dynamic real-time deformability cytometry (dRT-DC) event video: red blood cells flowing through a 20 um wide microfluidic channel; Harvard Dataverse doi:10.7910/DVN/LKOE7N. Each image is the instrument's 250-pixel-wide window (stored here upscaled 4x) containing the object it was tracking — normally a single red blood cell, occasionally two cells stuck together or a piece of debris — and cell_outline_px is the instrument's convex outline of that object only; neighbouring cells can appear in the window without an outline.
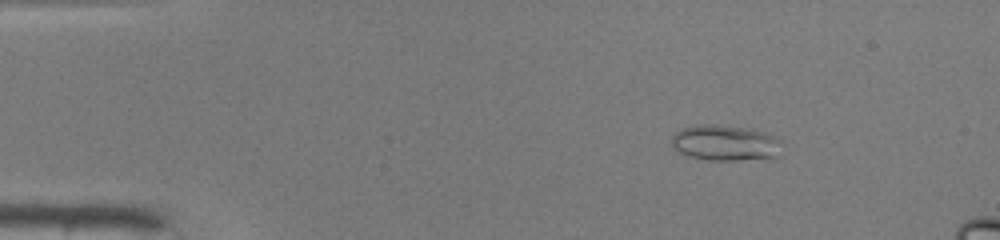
{"species": "common noctule bat (a hibernating species)", "species_latin": "Nyctalus noctula", "temperature_condition": "warm", "stored_images_in_passage": 48, "camera_frame_rate_fps": 3000, "um_per_image_px": 0.085, "animal": {"sex": "male", "body_mass_g": 19.0, "forearm_length_mm": 50.8}, "frame": {"image": 1, "passage_image": 7, "time_ms": 2.0, "image_size_px": [1000, 240], "cell_outline_px": [[784, 144], [776, 156], [736, 160], [708, 160], [688, 156], [680, 152], [672, 144], [672, 136], [680, 128], [696, 124], [712, 124], [748, 128], [764, 132], [780, 140]], "centroid_in_image_um": [61.62, 12.13], "position_along_channel_um": 23.4, "area_um2": 22.83}}
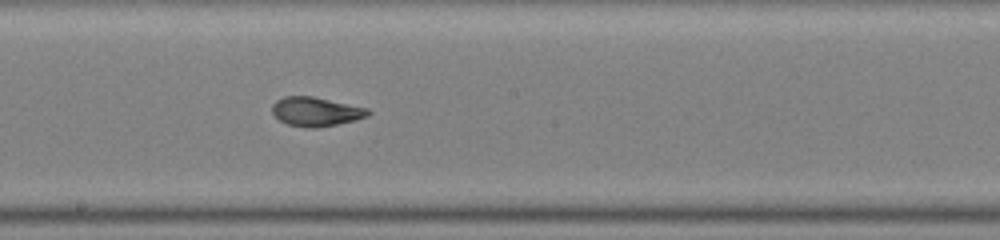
{"frame": {"image": 2, "passage_image": 27, "time_ms": 8.667, "image_size_px": [1000, 240], "cell_outline_px": [[372, 112], [368, 116], [356, 120], [316, 128], [308, 128], [288, 124], [280, 120], [272, 112], [272, 104], [276, 100], [284, 96], [312, 96], [368, 108]], "centroid_in_image_um": [26.86, 9.48], "position_along_channel_um": 221.3, "area_um2": 16.24}}
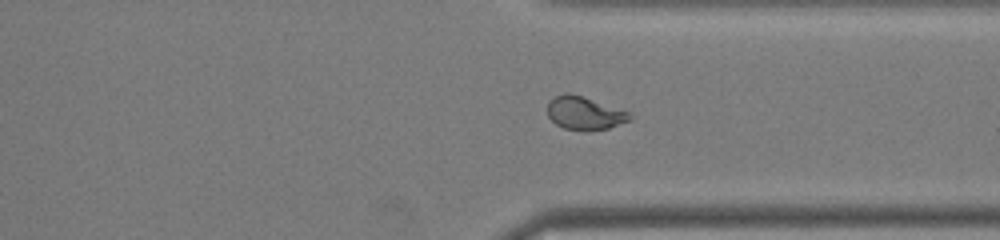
{"frame": {"image": 3, "passage_image": 37, "time_ms": 12.0, "image_size_px": [1000, 240], "cell_outline_px": [[636, 116], [632, 120], [608, 128], [588, 132], [564, 128], [556, 124], [548, 116], [548, 104], [556, 96], [564, 92], [568, 92], [584, 96], [632, 112]], "centroid_in_image_um": [49.77, 9.62], "position_along_channel_um": 361.6, "area_um2": 16.36}}